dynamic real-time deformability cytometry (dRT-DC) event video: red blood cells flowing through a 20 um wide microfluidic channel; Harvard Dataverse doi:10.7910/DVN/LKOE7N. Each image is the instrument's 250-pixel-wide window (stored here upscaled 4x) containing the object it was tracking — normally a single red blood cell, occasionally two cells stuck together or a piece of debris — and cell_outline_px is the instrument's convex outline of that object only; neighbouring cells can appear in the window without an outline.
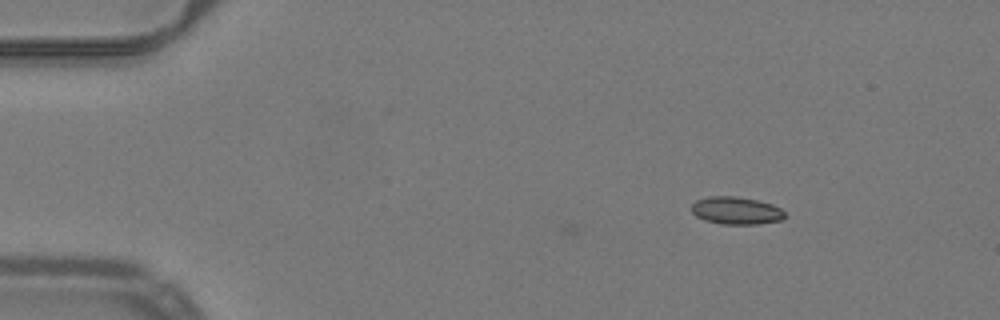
{"species": "common noctule bat (a hibernating species)", "species_latin": "Nyctalus noctula", "temperature_condition": "warm", "stored_images_in_passage": 11, "camera_frame_rate_fps": 3000, "um_per_image_px": 0.085, "animal": {"sex": "male", "body_mass_g": 19.2, "forearm_length_mm": 51.8}, "frame": {"image": 1, "passage_image": 1, "time_ms": 0.0, "image_size_px": [1000, 320], "cell_outline_px": [[784, 220], [756, 224], [720, 224], [704, 220], [696, 216], [692, 212], [692, 204], [696, 200], [708, 196], [736, 196], [756, 200], [772, 204], [780, 208], [784, 212]], "centroid_in_image_um": [62.56, 17.9], "position_along_channel_um": 22.4, "area_um2": 15.03}}